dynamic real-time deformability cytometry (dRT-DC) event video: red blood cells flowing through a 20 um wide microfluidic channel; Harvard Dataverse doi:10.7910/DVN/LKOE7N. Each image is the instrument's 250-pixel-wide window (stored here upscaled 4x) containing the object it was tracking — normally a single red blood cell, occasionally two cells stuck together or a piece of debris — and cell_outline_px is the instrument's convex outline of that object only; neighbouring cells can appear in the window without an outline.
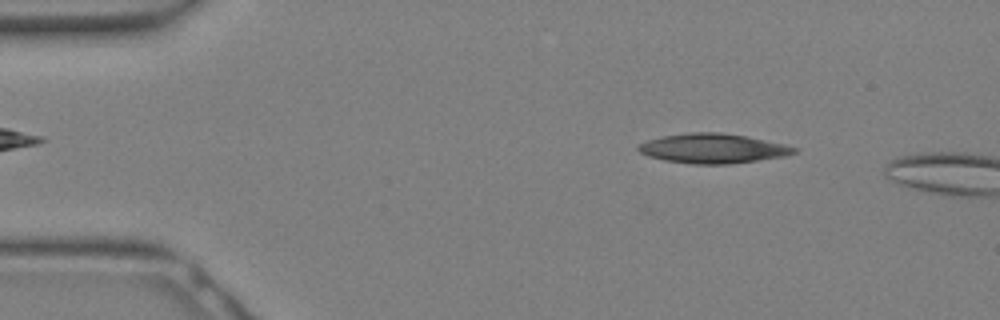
{"species": "Egyptian fruit bat (a non-hibernating species)", "species_latin": "Rousettus aegyptiacus", "temperature_condition": "warm", "stored_images_in_passage": 4, "camera_frame_rate_fps": 3000, "um_per_image_px": 0.085, "animal": {"sex": "female"}, "frame": {"image": 1, "passage_image": 2, "time_ms": 0.333, "image_size_px": [1000, 320], "cell_outline_px": [[800, 148], [796, 152], [784, 156], [728, 164], [692, 164], [664, 160], [648, 156], [640, 152], [636, 148], [636, 144], [660, 136], [688, 132], [720, 132], [748, 136], [784, 144]], "centroid_in_image_um": [60.56, 12.6], "position_along_channel_um": 24.4, "area_um2": 27.05}}